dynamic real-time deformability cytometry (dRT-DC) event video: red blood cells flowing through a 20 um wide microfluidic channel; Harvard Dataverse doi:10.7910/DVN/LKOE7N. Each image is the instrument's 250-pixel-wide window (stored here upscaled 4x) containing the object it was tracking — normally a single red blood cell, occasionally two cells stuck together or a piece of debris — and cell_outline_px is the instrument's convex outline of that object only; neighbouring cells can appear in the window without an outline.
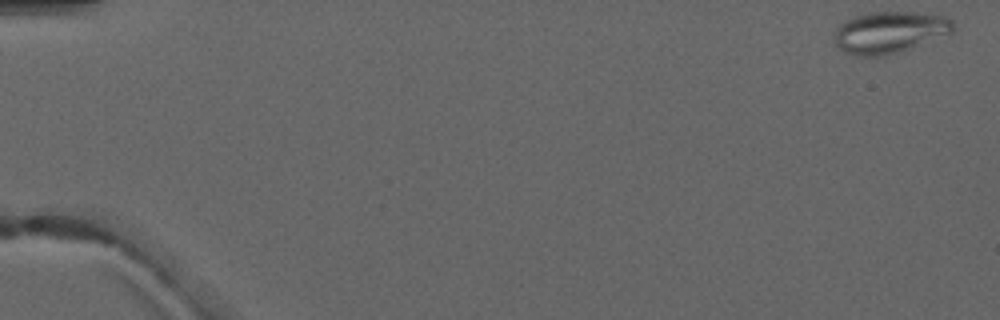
{"species": "common noctule bat (a hibernating species)", "species_latin": "Nyctalus noctula", "temperature_condition": "warm", "stored_images_in_passage": 3, "camera_frame_rate_fps": 3000, "um_per_image_px": 0.085, "animal": {"sex": "male", "forearm_length_mm": 52.5}, "frame": {"image": 1, "passage_image": 1, "time_ms": 0.0, "image_size_px": [1000, 320], "cell_outline_px": [[956, 28], [952, 32], [900, 52], [884, 56], [856, 56], [844, 52], [836, 48], [832, 40], [832, 36], [836, 28], [844, 20], [852, 16], [868, 12], [916, 12], [944, 16], [952, 20]], "centroid_in_image_um": [75.53, 2.74], "position_along_channel_um": 9.5, "area_um2": 29.36}}